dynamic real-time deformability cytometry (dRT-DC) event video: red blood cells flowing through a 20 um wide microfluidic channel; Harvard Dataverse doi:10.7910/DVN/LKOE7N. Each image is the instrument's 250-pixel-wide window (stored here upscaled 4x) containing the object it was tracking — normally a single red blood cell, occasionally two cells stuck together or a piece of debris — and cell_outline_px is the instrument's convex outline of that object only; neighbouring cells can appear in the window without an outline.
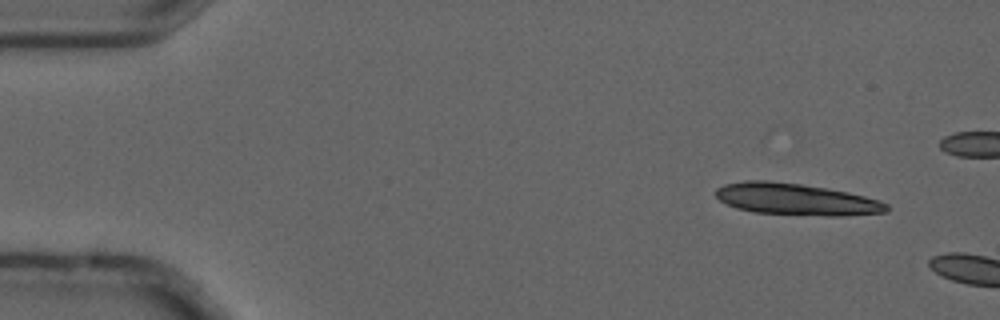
{"species": "common noctule bat (a hibernating species)", "species_latin": "Nyctalus noctula", "temperature_condition": "cold", "stored_images_in_passage": 3, "camera_frame_rate_fps": 3000, "um_per_image_px": 0.085, "animal": {"sex": "male", "forearm_length_mm": 52.5}, "frame": {"image": 1, "passage_image": 2, "time_ms": 0.333, "image_size_px": [1000, 320], "cell_outline_px": [[888, 212], [844, 216], [828, 216], [756, 212], [736, 208], [720, 200], [716, 196], [716, 188], [724, 184], [744, 180], [768, 180], [800, 184], [848, 192], [880, 200], [888, 204]], "centroid_in_image_um": [67.68, 16.94], "position_along_channel_um": 17.3, "area_um2": 31.44}}